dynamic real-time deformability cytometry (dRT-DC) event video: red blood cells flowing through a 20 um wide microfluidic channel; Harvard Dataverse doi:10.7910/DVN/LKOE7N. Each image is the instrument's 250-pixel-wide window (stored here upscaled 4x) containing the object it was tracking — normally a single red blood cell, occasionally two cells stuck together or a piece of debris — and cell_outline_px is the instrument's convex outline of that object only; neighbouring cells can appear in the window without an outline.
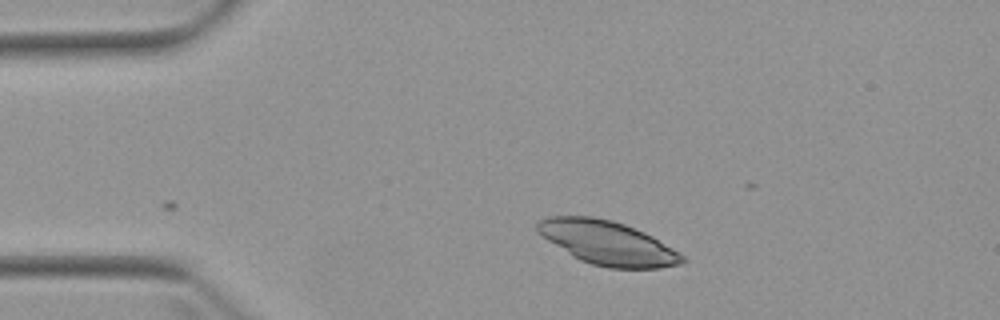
{"species": "Egyptian fruit bat (a non-hibernating species)", "species_latin": "Rousettus aegyptiacus", "temperature_condition": "warm", "stored_images_in_passage": 2, "camera_frame_rate_fps": 3000, "um_per_image_px": 0.085, "animal": {"sex": "female"}, "frame": {"image": 1, "passage_image": 2, "time_ms": 1.333, "image_size_px": [1000, 320], "cell_outline_px": [[688, 260], [680, 264], [660, 268], [608, 268], [592, 264], [580, 260], [572, 256], [536, 232], [536, 224], [540, 220], [548, 216], [592, 216], [612, 220], [624, 224], [644, 232], [652, 236], [680, 252]], "centroid_in_image_um": [51.65, 20.64], "position_along_channel_um": 33.4, "area_um2": 37.05}}